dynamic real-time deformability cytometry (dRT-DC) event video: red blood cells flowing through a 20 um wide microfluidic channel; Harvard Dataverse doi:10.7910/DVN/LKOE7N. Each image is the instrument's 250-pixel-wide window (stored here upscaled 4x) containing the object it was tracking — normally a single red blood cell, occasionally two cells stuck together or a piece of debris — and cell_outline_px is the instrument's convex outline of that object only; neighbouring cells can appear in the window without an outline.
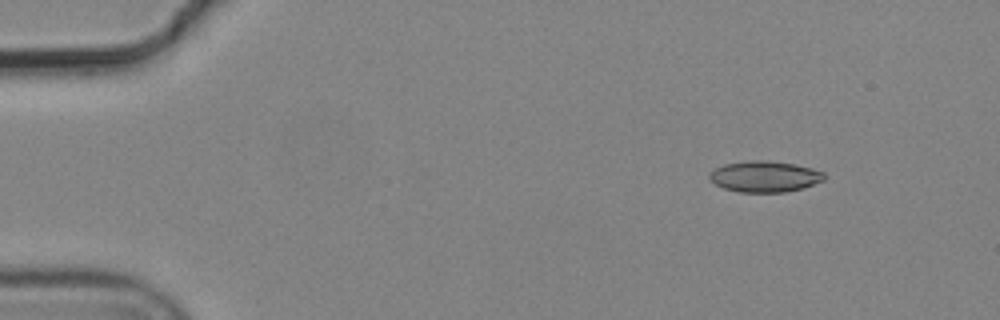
{"species": "common noctule bat (a hibernating species)", "species_latin": "Nyctalus noctula", "temperature_condition": "cold", "stored_images_in_passage": 5, "camera_frame_rate_fps": 3000, "um_per_image_px": 0.085, "animal": {"sex": "male", "body_mass_g": 19.2, "forearm_length_mm": 51.8}, "frame": {"image": 1, "passage_image": 1, "time_ms": 0.0, "image_size_px": [1000, 320], "cell_outline_px": [[824, 180], [804, 188], [784, 192], [740, 192], [724, 188], [716, 184], [708, 176], [716, 168], [724, 164], [752, 160], [764, 160], [796, 164], [812, 168], [824, 172]], "centroid_in_image_um": [65.03, 15.0], "position_along_channel_um": 20.0, "area_um2": 20.63}}
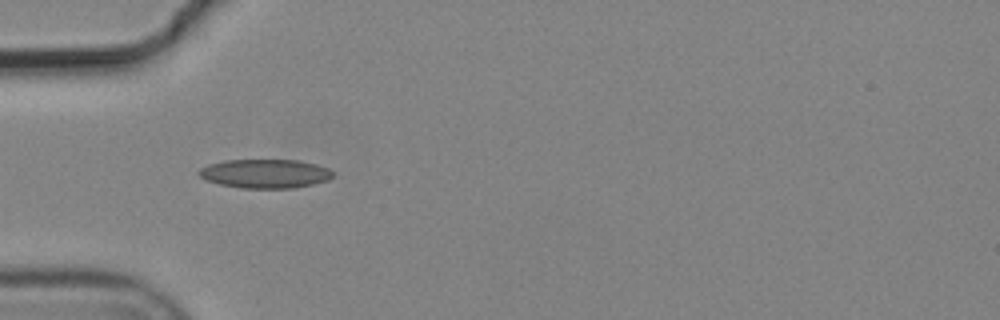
{"frame": {"image": 2, "passage_image": 4, "time_ms": 1.0, "image_size_px": [1000, 320], "cell_outline_px": [[332, 176], [328, 180], [312, 184], [292, 188], [240, 188], [220, 184], [204, 180], [196, 172], [200, 168], [208, 164], [224, 160], [300, 160], [316, 164], [328, 168], [332, 172]], "centroid_in_image_um": [22.49, 14.75], "position_along_channel_um": 62.5, "area_um2": 22.66}}
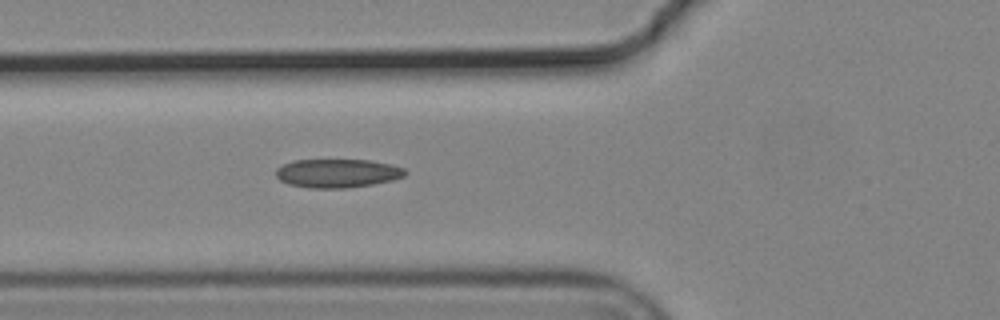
{"frame": {"image": 3, "passage_image": 5, "time_ms": 1.333, "image_size_px": [1000, 320], "cell_outline_px": [[408, 172], [404, 176], [392, 180], [372, 184], [348, 188], [308, 188], [288, 184], [280, 180], [276, 176], [276, 168], [292, 160], [368, 160], [392, 164], [404, 168]], "centroid_in_image_um": [28.68, 14.73], "position_along_channel_um": 97.1, "area_um2": 21.68}}